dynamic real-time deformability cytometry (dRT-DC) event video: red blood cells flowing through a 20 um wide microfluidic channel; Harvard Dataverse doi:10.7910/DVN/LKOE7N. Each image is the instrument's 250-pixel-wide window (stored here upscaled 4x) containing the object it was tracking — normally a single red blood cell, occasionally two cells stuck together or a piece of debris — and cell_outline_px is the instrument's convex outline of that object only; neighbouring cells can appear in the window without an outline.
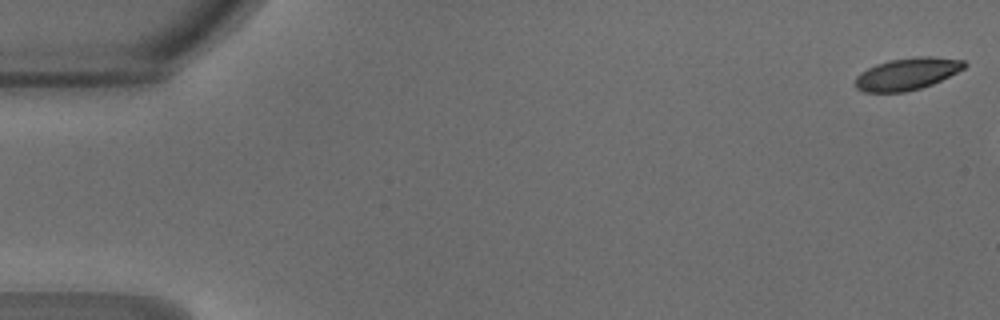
{"species": "common noctule bat (a hibernating species)", "species_latin": "Nyctalus noctula", "temperature_condition": "warm", "stored_images_in_passage": 6, "camera_frame_rate_fps": 3000, "um_per_image_px": 0.085, "animal": {"sex": "male", "body_mass_g": 18.8}, "frame": {"image": 1, "passage_image": 1, "time_ms": 0.0, "image_size_px": [1000, 320], "cell_outline_px": [[968, 64], [964, 68], [932, 84], [920, 88], [904, 92], [864, 92], [856, 88], [856, 76], [860, 72], [876, 64], [888, 60], [916, 56], [932, 56], [964, 60]], "centroid_in_image_um": [77.09, 6.26], "position_along_channel_um": 7.9, "area_um2": 20.35}}